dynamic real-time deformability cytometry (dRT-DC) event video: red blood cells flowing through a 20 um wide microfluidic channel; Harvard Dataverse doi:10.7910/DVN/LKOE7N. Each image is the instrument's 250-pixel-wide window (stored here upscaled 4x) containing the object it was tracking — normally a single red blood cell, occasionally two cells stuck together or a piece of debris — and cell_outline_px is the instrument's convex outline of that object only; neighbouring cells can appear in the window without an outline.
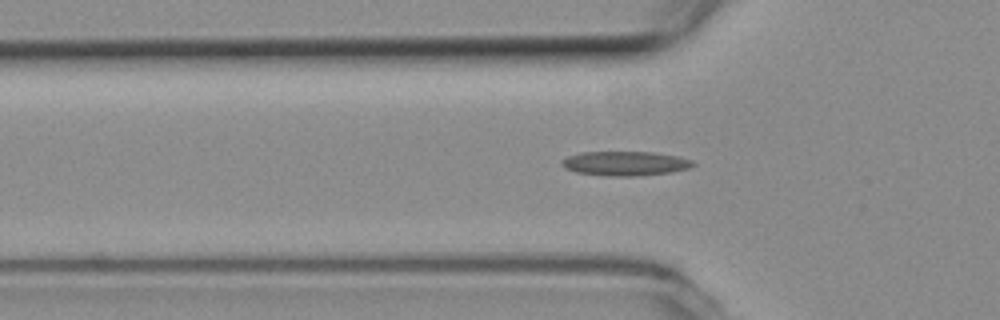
{"species": "common noctule bat (a hibernating species)", "species_latin": "Nyctalus noctula", "temperature_condition": "room temperature", "stored_images_in_passage": 37, "camera_frame_rate_fps": 3000, "um_per_image_px": 0.085, "animal": {"sex": "female", "body_mass_g": 19.3, "forearm_length_mm": 54.1}, "frame": {"image": 1, "passage_image": 3, "time_ms": 0.667, "image_size_px": [1000, 320], "cell_outline_px": [[696, 164], [688, 168], [672, 172], [636, 176], [608, 176], [576, 172], [564, 168], [560, 164], [560, 160], [568, 156], [580, 152], [652, 152], [680, 156], [692, 160]], "centroid_in_image_um": [53.12, 13.89], "position_along_channel_um": 72.7, "area_um2": 18.79}}
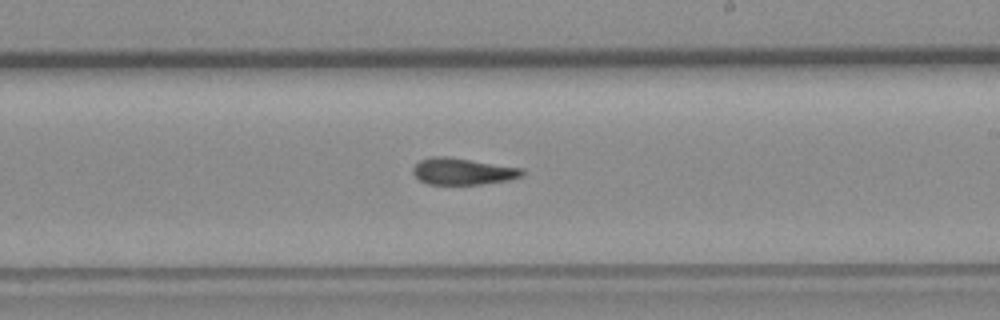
{"frame": {"image": 2, "passage_image": 17, "time_ms": 5.333, "image_size_px": [1000, 320], "cell_outline_px": [[524, 176], [508, 180], [480, 184], [428, 184], [420, 180], [412, 172], [412, 168], [420, 160], [432, 156], [448, 156], [524, 168]], "centroid_in_image_um": [39.35, 14.55], "position_along_channel_um": 249.6, "area_um2": 17.05}}
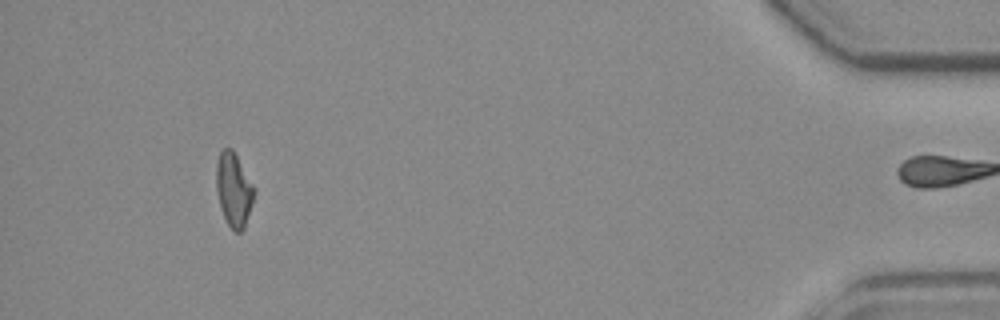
{"frame": {"image": 3, "passage_image": 36, "time_ms": 11.667, "image_size_px": [1000, 320], "cell_outline_px": [[256, 192], [244, 228], [240, 232], [236, 232], [228, 224], [224, 216], [220, 204], [216, 188], [216, 164], [220, 152], [224, 148], [232, 148], [256, 188]], "centroid_in_image_um": [19.89, 16.1], "position_along_channel_um": 415.3, "area_um2": 16.24}, "authors_computed_cell_mechanics": {"area_um2": 17.051, "velocity_mm_per_s": 3.7769, "shape_relaxation_time_tau1_ms": null, "shape_relaxation_time_tau2_ms": 3.8303, "deformation_change_tau1": null, "deformation_change_tau2": 0.1206}}